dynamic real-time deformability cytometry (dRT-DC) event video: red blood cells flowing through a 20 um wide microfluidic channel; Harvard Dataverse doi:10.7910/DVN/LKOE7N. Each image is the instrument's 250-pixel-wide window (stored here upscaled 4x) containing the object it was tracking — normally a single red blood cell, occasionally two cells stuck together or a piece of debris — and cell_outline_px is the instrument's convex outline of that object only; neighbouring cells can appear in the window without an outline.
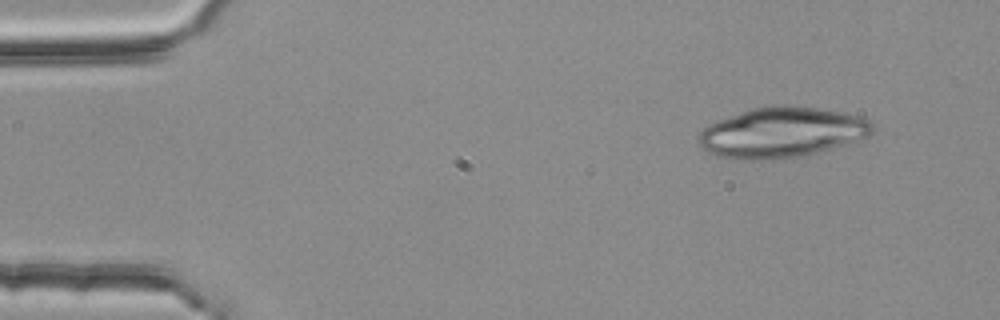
{"species": "common noctule bat (a hibernating species)", "species_latin": "Nyctalus noctula", "temperature_condition": "room temperature", "stored_images_in_passage": 3, "camera_frame_rate_fps": 3000, "um_per_image_px": 0.085, "animal": {"sex": "female", "body_mass_g": 25.1}, "frame": {"image": 1, "passage_image": 1, "time_ms": 0.0, "image_size_px": [1000, 320], "cell_outline_px": [[872, 132], [868, 136], [856, 140], [816, 152], [800, 156], [752, 160], [720, 156], [708, 152], [700, 144], [700, 132], [708, 124], [752, 108], [776, 104], [788, 104], [816, 108], [840, 112], [856, 116], [868, 120], [872, 124]], "centroid_in_image_um": [66.43, 11.23], "position_along_channel_um": 18.6, "area_um2": 49.94}}